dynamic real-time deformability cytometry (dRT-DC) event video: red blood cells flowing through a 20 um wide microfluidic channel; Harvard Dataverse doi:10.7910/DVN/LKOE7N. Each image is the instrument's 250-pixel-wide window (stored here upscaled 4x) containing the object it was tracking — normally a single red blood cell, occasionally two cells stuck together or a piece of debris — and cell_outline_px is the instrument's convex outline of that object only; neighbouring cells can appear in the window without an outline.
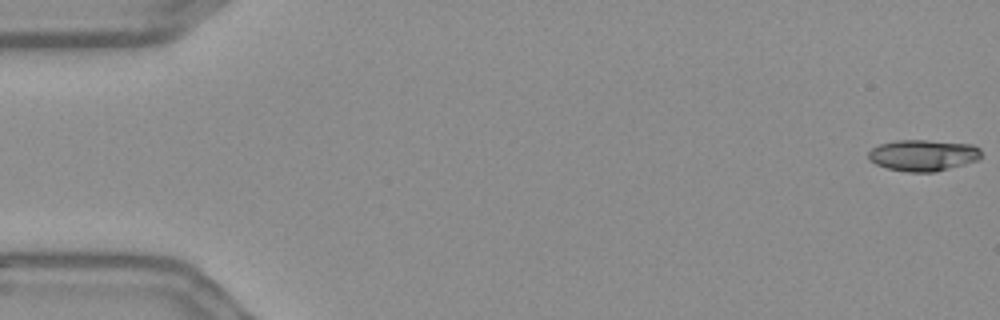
{"species": "Egyptian fruit bat (a non-hibernating species)", "species_latin": "Rousettus aegyptiacus", "temperature_condition": "warm", "stored_images_in_passage": 56, "camera_frame_rate_fps": 3000, "um_per_image_px": 0.085, "frame": {"image": 1, "passage_image": 1, "time_ms": 0.0, "image_size_px": [1000, 320], "cell_outline_px": [[980, 156], [976, 160], [964, 164], [936, 172], [908, 172], [888, 168], [876, 164], [868, 160], [868, 152], [872, 148], [880, 144], [896, 140], [928, 140], [972, 144], [980, 148]], "centroid_in_image_um": [78.44, 13.19], "position_along_channel_um": 6.6, "area_um2": 20.58}}
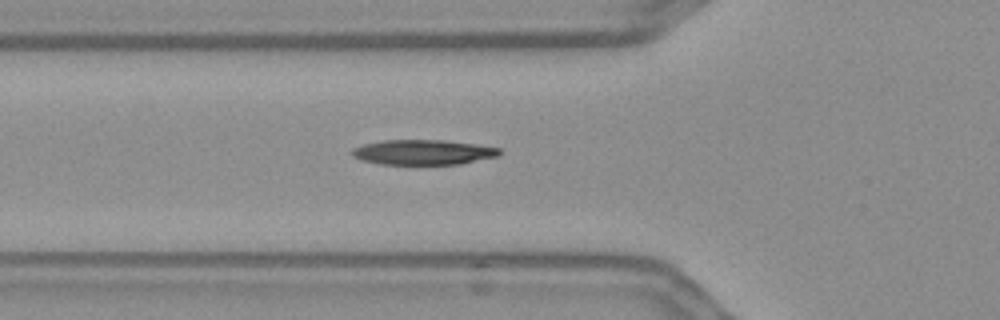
{"frame": {"image": 2, "passage_image": 20, "time_ms": 6.333, "image_size_px": [1000, 320], "cell_outline_px": [[500, 156], [460, 164], [380, 164], [360, 160], [352, 156], [352, 148], [364, 144], [384, 140], [444, 140], [476, 144], [500, 148]], "centroid_in_image_um": [35.97, 12.94], "position_along_channel_um": 89.8, "area_um2": 21.56}}
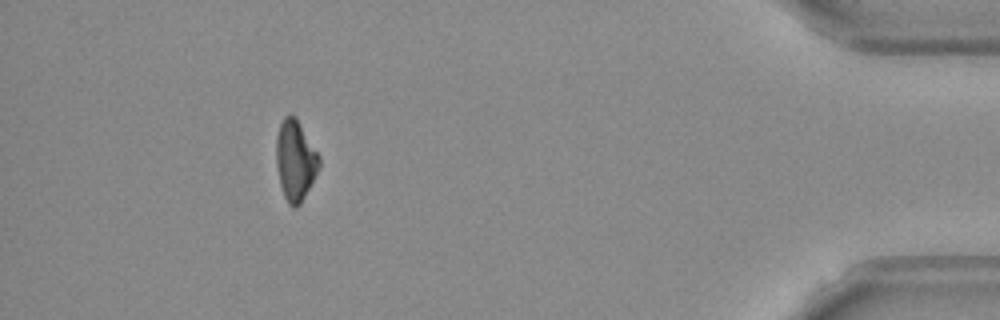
{"frame": {"image": 3, "passage_image": 51, "time_ms": 16.667, "image_size_px": [1000, 320], "cell_outline_px": [[320, 168], [300, 204], [296, 208], [292, 208], [288, 204], [284, 196], [280, 184], [276, 164], [276, 136], [280, 124], [284, 116], [296, 116], [320, 156]], "centroid_in_image_um": [25.1, 13.64], "position_along_channel_um": 410.1, "area_um2": 20.23}, "authors_computed_cell_mechanics": {"area_um2": 21.2704, "velocity_mm_per_s": 3.6573, "shape_relaxation_time_tau1_ms": 5.1587, "shape_relaxation_time_tau2_ms": null, "deformation_change_tau1": 0.1557, "deformation_change_tau2": null}}